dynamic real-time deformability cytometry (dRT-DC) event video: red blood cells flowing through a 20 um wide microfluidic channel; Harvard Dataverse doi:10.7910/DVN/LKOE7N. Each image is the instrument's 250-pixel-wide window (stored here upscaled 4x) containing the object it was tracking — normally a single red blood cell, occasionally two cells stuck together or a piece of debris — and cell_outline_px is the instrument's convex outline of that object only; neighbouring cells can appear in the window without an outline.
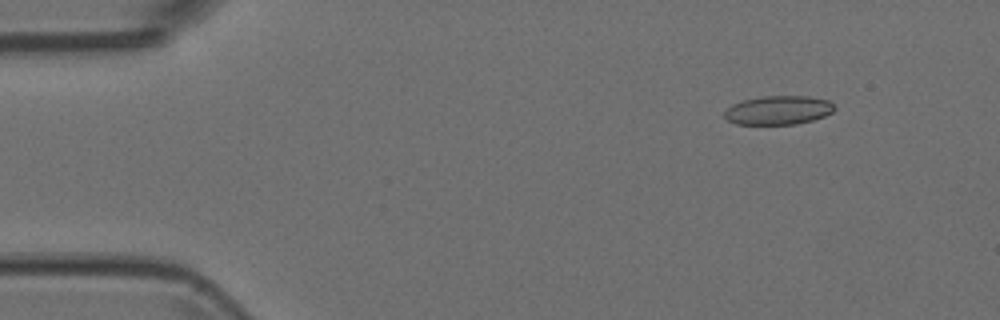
{"species": "Egyptian fruit bat (a non-hibernating species)", "species_latin": "Rousettus aegyptiacus", "temperature_condition": "room temperature", "stored_images_in_passage": 7, "camera_frame_rate_fps": 3000, "um_per_image_px": 0.085, "animal": {"sex": "female"}, "frame": {"image": 1, "passage_image": 2, "time_ms": 0.333, "image_size_px": [1000, 320], "cell_outline_px": [[836, 108], [832, 112], [824, 116], [812, 120], [796, 124], [736, 124], [728, 120], [724, 116], [724, 112], [732, 104], [744, 100], [764, 96], [808, 96], [828, 100]], "centroid_in_image_um": [66.16, 9.36], "position_along_channel_um": 18.8, "area_um2": 18.38}}